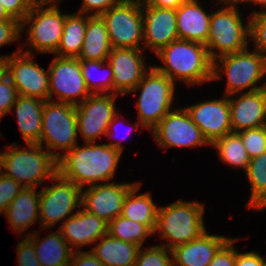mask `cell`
Wrapping results in <instances>:
<instances>
[{"instance_id":"cell-35","label":"cell","mask_w":266,"mask_h":266,"mask_svg":"<svg viewBox=\"0 0 266 266\" xmlns=\"http://www.w3.org/2000/svg\"><path fill=\"white\" fill-rule=\"evenodd\" d=\"M142 248L139 250L135 266H173L172 258L169 256L172 252L162 244Z\"/></svg>"},{"instance_id":"cell-14","label":"cell","mask_w":266,"mask_h":266,"mask_svg":"<svg viewBox=\"0 0 266 266\" xmlns=\"http://www.w3.org/2000/svg\"><path fill=\"white\" fill-rule=\"evenodd\" d=\"M117 94H91L75 106L78 132L85 143H93L98 138L106 137L109 123L118 113L116 110Z\"/></svg>"},{"instance_id":"cell-24","label":"cell","mask_w":266,"mask_h":266,"mask_svg":"<svg viewBox=\"0 0 266 266\" xmlns=\"http://www.w3.org/2000/svg\"><path fill=\"white\" fill-rule=\"evenodd\" d=\"M40 191L24 187L10 202L4 215L15 233L21 234L39 219Z\"/></svg>"},{"instance_id":"cell-49","label":"cell","mask_w":266,"mask_h":266,"mask_svg":"<svg viewBox=\"0 0 266 266\" xmlns=\"http://www.w3.org/2000/svg\"><path fill=\"white\" fill-rule=\"evenodd\" d=\"M252 3V4H256V5H259L261 6V9L263 8V10L261 11H252L251 15H255V14H258V13H266V0H242V4L243 3Z\"/></svg>"},{"instance_id":"cell-42","label":"cell","mask_w":266,"mask_h":266,"mask_svg":"<svg viewBox=\"0 0 266 266\" xmlns=\"http://www.w3.org/2000/svg\"><path fill=\"white\" fill-rule=\"evenodd\" d=\"M21 22L16 18L0 20V48L19 41L21 38Z\"/></svg>"},{"instance_id":"cell-44","label":"cell","mask_w":266,"mask_h":266,"mask_svg":"<svg viewBox=\"0 0 266 266\" xmlns=\"http://www.w3.org/2000/svg\"><path fill=\"white\" fill-rule=\"evenodd\" d=\"M120 1L121 0H82L81 8L77 12L89 16L101 15Z\"/></svg>"},{"instance_id":"cell-10","label":"cell","mask_w":266,"mask_h":266,"mask_svg":"<svg viewBox=\"0 0 266 266\" xmlns=\"http://www.w3.org/2000/svg\"><path fill=\"white\" fill-rule=\"evenodd\" d=\"M112 48L143 49L141 2L121 0L100 15Z\"/></svg>"},{"instance_id":"cell-37","label":"cell","mask_w":266,"mask_h":266,"mask_svg":"<svg viewBox=\"0 0 266 266\" xmlns=\"http://www.w3.org/2000/svg\"><path fill=\"white\" fill-rule=\"evenodd\" d=\"M250 40L258 52L266 56V13L250 15Z\"/></svg>"},{"instance_id":"cell-25","label":"cell","mask_w":266,"mask_h":266,"mask_svg":"<svg viewBox=\"0 0 266 266\" xmlns=\"http://www.w3.org/2000/svg\"><path fill=\"white\" fill-rule=\"evenodd\" d=\"M34 244L37 259L41 266H68L73 250L59 231L40 238L39 231L26 235Z\"/></svg>"},{"instance_id":"cell-27","label":"cell","mask_w":266,"mask_h":266,"mask_svg":"<svg viewBox=\"0 0 266 266\" xmlns=\"http://www.w3.org/2000/svg\"><path fill=\"white\" fill-rule=\"evenodd\" d=\"M44 102L40 98L19 95L11 108V111L15 110L19 130L26 144H37L40 140Z\"/></svg>"},{"instance_id":"cell-36","label":"cell","mask_w":266,"mask_h":266,"mask_svg":"<svg viewBox=\"0 0 266 266\" xmlns=\"http://www.w3.org/2000/svg\"><path fill=\"white\" fill-rule=\"evenodd\" d=\"M250 159L266 151V125L238 132Z\"/></svg>"},{"instance_id":"cell-34","label":"cell","mask_w":266,"mask_h":266,"mask_svg":"<svg viewBox=\"0 0 266 266\" xmlns=\"http://www.w3.org/2000/svg\"><path fill=\"white\" fill-rule=\"evenodd\" d=\"M80 66L86 87L91 94H114L112 67L107 61L80 60ZM105 67L108 74L106 73L102 79L95 81L92 73H97Z\"/></svg>"},{"instance_id":"cell-40","label":"cell","mask_w":266,"mask_h":266,"mask_svg":"<svg viewBox=\"0 0 266 266\" xmlns=\"http://www.w3.org/2000/svg\"><path fill=\"white\" fill-rule=\"evenodd\" d=\"M18 266H41L37 259L33 242L27 237H23L17 245Z\"/></svg>"},{"instance_id":"cell-31","label":"cell","mask_w":266,"mask_h":266,"mask_svg":"<svg viewBox=\"0 0 266 266\" xmlns=\"http://www.w3.org/2000/svg\"><path fill=\"white\" fill-rule=\"evenodd\" d=\"M246 181L250 184V198L247 208L254 211L266 209V151L250 159L245 170Z\"/></svg>"},{"instance_id":"cell-2","label":"cell","mask_w":266,"mask_h":266,"mask_svg":"<svg viewBox=\"0 0 266 266\" xmlns=\"http://www.w3.org/2000/svg\"><path fill=\"white\" fill-rule=\"evenodd\" d=\"M155 55L163 66L153 67L174 83L182 81L193 86L213 81V61L204 44L178 39Z\"/></svg>"},{"instance_id":"cell-11","label":"cell","mask_w":266,"mask_h":266,"mask_svg":"<svg viewBox=\"0 0 266 266\" xmlns=\"http://www.w3.org/2000/svg\"><path fill=\"white\" fill-rule=\"evenodd\" d=\"M50 181L51 186L40 190L39 224L42 230L65 221L76 214L74 209L81 208L82 189L78 185L58 173Z\"/></svg>"},{"instance_id":"cell-26","label":"cell","mask_w":266,"mask_h":266,"mask_svg":"<svg viewBox=\"0 0 266 266\" xmlns=\"http://www.w3.org/2000/svg\"><path fill=\"white\" fill-rule=\"evenodd\" d=\"M140 248L107 233L95 242L90 251L104 266H135Z\"/></svg>"},{"instance_id":"cell-33","label":"cell","mask_w":266,"mask_h":266,"mask_svg":"<svg viewBox=\"0 0 266 266\" xmlns=\"http://www.w3.org/2000/svg\"><path fill=\"white\" fill-rule=\"evenodd\" d=\"M107 233L119 240L143 246L144 241L154 233L144 224L130 220L122 215L108 223Z\"/></svg>"},{"instance_id":"cell-47","label":"cell","mask_w":266,"mask_h":266,"mask_svg":"<svg viewBox=\"0 0 266 266\" xmlns=\"http://www.w3.org/2000/svg\"><path fill=\"white\" fill-rule=\"evenodd\" d=\"M121 114H119V113H117L114 117H113V119L111 120V122L109 123V126H108V130H107V132H106V136L108 137V139L110 138V139H114L113 137H114V133H113V131H118L117 130V125H118V121L120 122L121 121ZM138 127H141V128H144V126L139 122V121H137V122H135L134 123V126L133 127H131V130H129V131H132L133 130V128L135 129H138ZM129 133V132H128ZM113 135V136H112ZM124 138V137H123ZM116 140H117V138H116ZM121 140V139H120ZM121 142H122V140L121 141H113V142H111V143H106L107 145H109V146H111V147H113V148H115V149H117V150H120L121 152H123V150H124V146H123V144H121Z\"/></svg>"},{"instance_id":"cell-20","label":"cell","mask_w":266,"mask_h":266,"mask_svg":"<svg viewBox=\"0 0 266 266\" xmlns=\"http://www.w3.org/2000/svg\"><path fill=\"white\" fill-rule=\"evenodd\" d=\"M228 101L232 132L266 125V88L229 95Z\"/></svg>"},{"instance_id":"cell-8","label":"cell","mask_w":266,"mask_h":266,"mask_svg":"<svg viewBox=\"0 0 266 266\" xmlns=\"http://www.w3.org/2000/svg\"><path fill=\"white\" fill-rule=\"evenodd\" d=\"M168 76L158 72L153 66L139 84L129 93L138 92V121L150 131L173 109L175 86ZM138 90V91H137Z\"/></svg>"},{"instance_id":"cell-19","label":"cell","mask_w":266,"mask_h":266,"mask_svg":"<svg viewBox=\"0 0 266 266\" xmlns=\"http://www.w3.org/2000/svg\"><path fill=\"white\" fill-rule=\"evenodd\" d=\"M143 16V49L154 54L179 39L176 26V10L152 7L141 2ZM151 48V49H150Z\"/></svg>"},{"instance_id":"cell-54","label":"cell","mask_w":266,"mask_h":266,"mask_svg":"<svg viewBox=\"0 0 266 266\" xmlns=\"http://www.w3.org/2000/svg\"><path fill=\"white\" fill-rule=\"evenodd\" d=\"M133 1H137V2H144L145 0H133Z\"/></svg>"},{"instance_id":"cell-15","label":"cell","mask_w":266,"mask_h":266,"mask_svg":"<svg viewBox=\"0 0 266 266\" xmlns=\"http://www.w3.org/2000/svg\"><path fill=\"white\" fill-rule=\"evenodd\" d=\"M150 132L160 148L211 145L185 108H174Z\"/></svg>"},{"instance_id":"cell-21","label":"cell","mask_w":266,"mask_h":266,"mask_svg":"<svg viewBox=\"0 0 266 266\" xmlns=\"http://www.w3.org/2000/svg\"><path fill=\"white\" fill-rule=\"evenodd\" d=\"M108 223L84 209L66 219L58 231L73 251L85 245H92L107 234ZM76 249H75V248ZM74 248V249H73Z\"/></svg>"},{"instance_id":"cell-38","label":"cell","mask_w":266,"mask_h":266,"mask_svg":"<svg viewBox=\"0 0 266 266\" xmlns=\"http://www.w3.org/2000/svg\"><path fill=\"white\" fill-rule=\"evenodd\" d=\"M19 96L16 87L11 79L5 74L0 79V119L8 112H11L12 106L15 104Z\"/></svg>"},{"instance_id":"cell-5","label":"cell","mask_w":266,"mask_h":266,"mask_svg":"<svg viewBox=\"0 0 266 266\" xmlns=\"http://www.w3.org/2000/svg\"><path fill=\"white\" fill-rule=\"evenodd\" d=\"M222 73L227 79L226 96L264 89L266 80L263 85L258 83L261 79H266V56L256 49L250 52L248 48L224 55L213 61L212 80L222 79Z\"/></svg>"},{"instance_id":"cell-53","label":"cell","mask_w":266,"mask_h":266,"mask_svg":"<svg viewBox=\"0 0 266 266\" xmlns=\"http://www.w3.org/2000/svg\"><path fill=\"white\" fill-rule=\"evenodd\" d=\"M36 1H54V2H61L62 0H36Z\"/></svg>"},{"instance_id":"cell-17","label":"cell","mask_w":266,"mask_h":266,"mask_svg":"<svg viewBox=\"0 0 266 266\" xmlns=\"http://www.w3.org/2000/svg\"><path fill=\"white\" fill-rule=\"evenodd\" d=\"M144 49L112 48L107 62L112 67L114 94L125 96L132 91L151 69L144 63Z\"/></svg>"},{"instance_id":"cell-45","label":"cell","mask_w":266,"mask_h":266,"mask_svg":"<svg viewBox=\"0 0 266 266\" xmlns=\"http://www.w3.org/2000/svg\"><path fill=\"white\" fill-rule=\"evenodd\" d=\"M68 266H104L90 250L73 251Z\"/></svg>"},{"instance_id":"cell-46","label":"cell","mask_w":266,"mask_h":266,"mask_svg":"<svg viewBox=\"0 0 266 266\" xmlns=\"http://www.w3.org/2000/svg\"><path fill=\"white\" fill-rule=\"evenodd\" d=\"M235 266H265V259L256 251L236 252Z\"/></svg>"},{"instance_id":"cell-48","label":"cell","mask_w":266,"mask_h":266,"mask_svg":"<svg viewBox=\"0 0 266 266\" xmlns=\"http://www.w3.org/2000/svg\"><path fill=\"white\" fill-rule=\"evenodd\" d=\"M186 0H145L143 3L159 8H167L176 10Z\"/></svg>"},{"instance_id":"cell-50","label":"cell","mask_w":266,"mask_h":266,"mask_svg":"<svg viewBox=\"0 0 266 266\" xmlns=\"http://www.w3.org/2000/svg\"><path fill=\"white\" fill-rule=\"evenodd\" d=\"M9 55H0V79L6 74L7 57Z\"/></svg>"},{"instance_id":"cell-6","label":"cell","mask_w":266,"mask_h":266,"mask_svg":"<svg viewBox=\"0 0 266 266\" xmlns=\"http://www.w3.org/2000/svg\"><path fill=\"white\" fill-rule=\"evenodd\" d=\"M58 4L59 2L54 1L33 3L30 12L21 22V36L29 24L27 39L23 45H29L30 49L25 50V53L32 54L33 51L43 54L56 53L67 15L61 13Z\"/></svg>"},{"instance_id":"cell-12","label":"cell","mask_w":266,"mask_h":266,"mask_svg":"<svg viewBox=\"0 0 266 266\" xmlns=\"http://www.w3.org/2000/svg\"><path fill=\"white\" fill-rule=\"evenodd\" d=\"M49 72V100L78 105L91 95L87 89L78 58L55 56Z\"/></svg>"},{"instance_id":"cell-23","label":"cell","mask_w":266,"mask_h":266,"mask_svg":"<svg viewBox=\"0 0 266 266\" xmlns=\"http://www.w3.org/2000/svg\"><path fill=\"white\" fill-rule=\"evenodd\" d=\"M212 12L204 11L197 0H186L176 9V26L180 40L206 44Z\"/></svg>"},{"instance_id":"cell-22","label":"cell","mask_w":266,"mask_h":266,"mask_svg":"<svg viewBox=\"0 0 266 266\" xmlns=\"http://www.w3.org/2000/svg\"><path fill=\"white\" fill-rule=\"evenodd\" d=\"M229 239L222 235H211L206 231L199 238L171 250L173 266H208Z\"/></svg>"},{"instance_id":"cell-41","label":"cell","mask_w":266,"mask_h":266,"mask_svg":"<svg viewBox=\"0 0 266 266\" xmlns=\"http://www.w3.org/2000/svg\"><path fill=\"white\" fill-rule=\"evenodd\" d=\"M238 238H230L215 254L208 266H235L236 252L234 244Z\"/></svg>"},{"instance_id":"cell-43","label":"cell","mask_w":266,"mask_h":266,"mask_svg":"<svg viewBox=\"0 0 266 266\" xmlns=\"http://www.w3.org/2000/svg\"><path fill=\"white\" fill-rule=\"evenodd\" d=\"M36 0H0L7 13L19 22L25 19Z\"/></svg>"},{"instance_id":"cell-52","label":"cell","mask_w":266,"mask_h":266,"mask_svg":"<svg viewBox=\"0 0 266 266\" xmlns=\"http://www.w3.org/2000/svg\"><path fill=\"white\" fill-rule=\"evenodd\" d=\"M223 3L224 5H233V4H239L242 2V0H217V3Z\"/></svg>"},{"instance_id":"cell-51","label":"cell","mask_w":266,"mask_h":266,"mask_svg":"<svg viewBox=\"0 0 266 266\" xmlns=\"http://www.w3.org/2000/svg\"><path fill=\"white\" fill-rule=\"evenodd\" d=\"M9 19H12V17L7 13L3 5L0 3V20H9Z\"/></svg>"},{"instance_id":"cell-39","label":"cell","mask_w":266,"mask_h":266,"mask_svg":"<svg viewBox=\"0 0 266 266\" xmlns=\"http://www.w3.org/2000/svg\"><path fill=\"white\" fill-rule=\"evenodd\" d=\"M23 186L0 172V215L4 214L10 202L23 190Z\"/></svg>"},{"instance_id":"cell-18","label":"cell","mask_w":266,"mask_h":266,"mask_svg":"<svg viewBox=\"0 0 266 266\" xmlns=\"http://www.w3.org/2000/svg\"><path fill=\"white\" fill-rule=\"evenodd\" d=\"M222 98L184 107L210 144L232 132L228 96Z\"/></svg>"},{"instance_id":"cell-13","label":"cell","mask_w":266,"mask_h":266,"mask_svg":"<svg viewBox=\"0 0 266 266\" xmlns=\"http://www.w3.org/2000/svg\"><path fill=\"white\" fill-rule=\"evenodd\" d=\"M23 46L7 57L6 75L11 79L18 94L49 101V72L25 53Z\"/></svg>"},{"instance_id":"cell-28","label":"cell","mask_w":266,"mask_h":266,"mask_svg":"<svg viewBox=\"0 0 266 266\" xmlns=\"http://www.w3.org/2000/svg\"><path fill=\"white\" fill-rule=\"evenodd\" d=\"M112 50L105 22L100 15H87V27L79 60L107 61Z\"/></svg>"},{"instance_id":"cell-29","label":"cell","mask_w":266,"mask_h":266,"mask_svg":"<svg viewBox=\"0 0 266 266\" xmlns=\"http://www.w3.org/2000/svg\"><path fill=\"white\" fill-rule=\"evenodd\" d=\"M142 182L138 181L127 193L122 216L146 225L153 233L157 223L158 206L153 202L150 192L137 194Z\"/></svg>"},{"instance_id":"cell-4","label":"cell","mask_w":266,"mask_h":266,"mask_svg":"<svg viewBox=\"0 0 266 266\" xmlns=\"http://www.w3.org/2000/svg\"><path fill=\"white\" fill-rule=\"evenodd\" d=\"M204 206L201 202L181 199L167 206H159L154 234L159 232L160 239H168L162 246L172 250L205 233Z\"/></svg>"},{"instance_id":"cell-3","label":"cell","mask_w":266,"mask_h":266,"mask_svg":"<svg viewBox=\"0 0 266 266\" xmlns=\"http://www.w3.org/2000/svg\"><path fill=\"white\" fill-rule=\"evenodd\" d=\"M26 145L27 148L18 147L17 142L5 145L8 149L0 151V172L23 187L37 188L58 173L57 159L39 144Z\"/></svg>"},{"instance_id":"cell-16","label":"cell","mask_w":266,"mask_h":266,"mask_svg":"<svg viewBox=\"0 0 266 266\" xmlns=\"http://www.w3.org/2000/svg\"><path fill=\"white\" fill-rule=\"evenodd\" d=\"M137 182L101 183L82 189L81 207L109 223L122 214L124 200Z\"/></svg>"},{"instance_id":"cell-30","label":"cell","mask_w":266,"mask_h":266,"mask_svg":"<svg viewBox=\"0 0 266 266\" xmlns=\"http://www.w3.org/2000/svg\"><path fill=\"white\" fill-rule=\"evenodd\" d=\"M87 27V15L81 13L67 14L63 34L55 53L59 57L78 58Z\"/></svg>"},{"instance_id":"cell-32","label":"cell","mask_w":266,"mask_h":266,"mask_svg":"<svg viewBox=\"0 0 266 266\" xmlns=\"http://www.w3.org/2000/svg\"><path fill=\"white\" fill-rule=\"evenodd\" d=\"M210 146L218 151V156L229 166L246 170L250 158L237 132H231L216 139Z\"/></svg>"},{"instance_id":"cell-7","label":"cell","mask_w":266,"mask_h":266,"mask_svg":"<svg viewBox=\"0 0 266 266\" xmlns=\"http://www.w3.org/2000/svg\"><path fill=\"white\" fill-rule=\"evenodd\" d=\"M210 17L208 39L205 46L212 61L224 55L248 48L250 20L244 24L237 4L223 5ZM246 25V26H245Z\"/></svg>"},{"instance_id":"cell-9","label":"cell","mask_w":266,"mask_h":266,"mask_svg":"<svg viewBox=\"0 0 266 266\" xmlns=\"http://www.w3.org/2000/svg\"><path fill=\"white\" fill-rule=\"evenodd\" d=\"M78 135L75 105L45 101L41 136L37 144L42 147H45V144L47 151L58 160L64 152L70 151L78 144Z\"/></svg>"},{"instance_id":"cell-1","label":"cell","mask_w":266,"mask_h":266,"mask_svg":"<svg viewBox=\"0 0 266 266\" xmlns=\"http://www.w3.org/2000/svg\"><path fill=\"white\" fill-rule=\"evenodd\" d=\"M122 152L107 144H77L58 160V174L81 189L108 183L115 176Z\"/></svg>"}]
</instances>
